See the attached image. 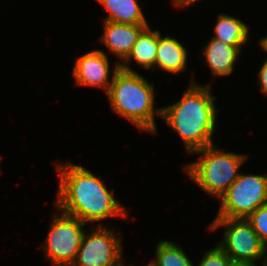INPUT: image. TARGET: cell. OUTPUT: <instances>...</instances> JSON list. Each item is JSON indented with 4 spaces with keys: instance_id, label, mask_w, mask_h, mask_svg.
I'll use <instances>...</instances> for the list:
<instances>
[{
    "instance_id": "ba28073f",
    "label": "cell",
    "mask_w": 267,
    "mask_h": 266,
    "mask_svg": "<svg viewBox=\"0 0 267 266\" xmlns=\"http://www.w3.org/2000/svg\"><path fill=\"white\" fill-rule=\"evenodd\" d=\"M98 225L90 234L85 231L71 266H123L122 239L117 238L114 229Z\"/></svg>"
},
{
    "instance_id": "7c38bea8",
    "label": "cell",
    "mask_w": 267,
    "mask_h": 266,
    "mask_svg": "<svg viewBox=\"0 0 267 266\" xmlns=\"http://www.w3.org/2000/svg\"><path fill=\"white\" fill-rule=\"evenodd\" d=\"M187 49L177 39L164 36L158 30V47L155 59V68L165 72L179 74L186 70Z\"/></svg>"
},
{
    "instance_id": "277c9868",
    "label": "cell",
    "mask_w": 267,
    "mask_h": 266,
    "mask_svg": "<svg viewBox=\"0 0 267 266\" xmlns=\"http://www.w3.org/2000/svg\"><path fill=\"white\" fill-rule=\"evenodd\" d=\"M216 147L212 144L194 151L201 156L198 161L185 165L184 172L203 191L220 198L239 177L238 170L248 156L224 152Z\"/></svg>"
},
{
    "instance_id": "2e32d148",
    "label": "cell",
    "mask_w": 267,
    "mask_h": 266,
    "mask_svg": "<svg viewBox=\"0 0 267 266\" xmlns=\"http://www.w3.org/2000/svg\"><path fill=\"white\" fill-rule=\"evenodd\" d=\"M156 260L147 266H194L184 250L176 243L161 240L156 247Z\"/></svg>"
},
{
    "instance_id": "9c48e42d",
    "label": "cell",
    "mask_w": 267,
    "mask_h": 266,
    "mask_svg": "<svg viewBox=\"0 0 267 266\" xmlns=\"http://www.w3.org/2000/svg\"><path fill=\"white\" fill-rule=\"evenodd\" d=\"M121 62H116L111 76L108 56L103 50L95 49L76 58L72 71L76 84L104 88L109 92L115 72L120 68ZM110 80V81H109Z\"/></svg>"
},
{
    "instance_id": "7402d4cb",
    "label": "cell",
    "mask_w": 267,
    "mask_h": 266,
    "mask_svg": "<svg viewBox=\"0 0 267 266\" xmlns=\"http://www.w3.org/2000/svg\"><path fill=\"white\" fill-rule=\"evenodd\" d=\"M259 41H260L259 43L261 47L263 48V50L267 52V36L261 38Z\"/></svg>"
},
{
    "instance_id": "3957f363",
    "label": "cell",
    "mask_w": 267,
    "mask_h": 266,
    "mask_svg": "<svg viewBox=\"0 0 267 266\" xmlns=\"http://www.w3.org/2000/svg\"><path fill=\"white\" fill-rule=\"evenodd\" d=\"M154 85L139 75L119 68L110 85L109 98L112 111L131 121L140 130L157 133L154 115L162 109L154 108Z\"/></svg>"
},
{
    "instance_id": "603a6c76",
    "label": "cell",
    "mask_w": 267,
    "mask_h": 266,
    "mask_svg": "<svg viewBox=\"0 0 267 266\" xmlns=\"http://www.w3.org/2000/svg\"><path fill=\"white\" fill-rule=\"evenodd\" d=\"M264 261L261 263L262 266H267V253L263 256Z\"/></svg>"
},
{
    "instance_id": "d6986e66",
    "label": "cell",
    "mask_w": 267,
    "mask_h": 266,
    "mask_svg": "<svg viewBox=\"0 0 267 266\" xmlns=\"http://www.w3.org/2000/svg\"><path fill=\"white\" fill-rule=\"evenodd\" d=\"M258 76L260 91L267 96V59L262 64L261 69L258 72Z\"/></svg>"
},
{
    "instance_id": "4fadbf2b",
    "label": "cell",
    "mask_w": 267,
    "mask_h": 266,
    "mask_svg": "<svg viewBox=\"0 0 267 266\" xmlns=\"http://www.w3.org/2000/svg\"><path fill=\"white\" fill-rule=\"evenodd\" d=\"M158 47V30L152 31L150 26H147L138 36L131 53L120 63V68L126 71L134 72L129 67V62L133 59L137 64L145 69H155V59Z\"/></svg>"
},
{
    "instance_id": "5bb4252c",
    "label": "cell",
    "mask_w": 267,
    "mask_h": 266,
    "mask_svg": "<svg viewBox=\"0 0 267 266\" xmlns=\"http://www.w3.org/2000/svg\"><path fill=\"white\" fill-rule=\"evenodd\" d=\"M213 31L212 38L234 47L245 46L249 37L248 26L242 20L223 13L218 15Z\"/></svg>"
},
{
    "instance_id": "7a4b0ae2",
    "label": "cell",
    "mask_w": 267,
    "mask_h": 266,
    "mask_svg": "<svg viewBox=\"0 0 267 266\" xmlns=\"http://www.w3.org/2000/svg\"><path fill=\"white\" fill-rule=\"evenodd\" d=\"M181 100L162 107L161 118L178 133L188 153L212 145L217 113L210 84L199 85L193 79Z\"/></svg>"
},
{
    "instance_id": "9a60e30c",
    "label": "cell",
    "mask_w": 267,
    "mask_h": 266,
    "mask_svg": "<svg viewBox=\"0 0 267 266\" xmlns=\"http://www.w3.org/2000/svg\"><path fill=\"white\" fill-rule=\"evenodd\" d=\"M109 12L103 21L120 24H148L137 0H97Z\"/></svg>"
},
{
    "instance_id": "e0dca14e",
    "label": "cell",
    "mask_w": 267,
    "mask_h": 266,
    "mask_svg": "<svg viewBox=\"0 0 267 266\" xmlns=\"http://www.w3.org/2000/svg\"><path fill=\"white\" fill-rule=\"evenodd\" d=\"M246 219L267 248V204L257 208Z\"/></svg>"
},
{
    "instance_id": "52a82bcc",
    "label": "cell",
    "mask_w": 267,
    "mask_h": 266,
    "mask_svg": "<svg viewBox=\"0 0 267 266\" xmlns=\"http://www.w3.org/2000/svg\"><path fill=\"white\" fill-rule=\"evenodd\" d=\"M78 218L63 212L53 216L48 236L42 245L46 258L53 266H71L85 233Z\"/></svg>"
},
{
    "instance_id": "44dd1931",
    "label": "cell",
    "mask_w": 267,
    "mask_h": 266,
    "mask_svg": "<svg viewBox=\"0 0 267 266\" xmlns=\"http://www.w3.org/2000/svg\"><path fill=\"white\" fill-rule=\"evenodd\" d=\"M229 266H257V265L252 262L231 261Z\"/></svg>"
},
{
    "instance_id": "5b68a950",
    "label": "cell",
    "mask_w": 267,
    "mask_h": 266,
    "mask_svg": "<svg viewBox=\"0 0 267 266\" xmlns=\"http://www.w3.org/2000/svg\"><path fill=\"white\" fill-rule=\"evenodd\" d=\"M220 199L216 218H247L267 204V176L240 173Z\"/></svg>"
},
{
    "instance_id": "ffe728a7",
    "label": "cell",
    "mask_w": 267,
    "mask_h": 266,
    "mask_svg": "<svg viewBox=\"0 0 267 266\" xmlns=\"http://www.w3.org/2000/svg\"><path fill=\"white\" fill-rule=\"evenodd\" d=\"M173 1L176 6L181 8V7L189 6L190 4H193L199 0H173Z\"/></svg>"
},
{
    "instance_id": "ac0fdd59",
    "label": "cell",
    "mask_w": 267,
    "mask_h": 266,
    "mask_svg": "<svg viewBox=\"0 0 267 266\" xmlns=\"http://www.w3.org/2000/svg\"><path fill=\"white\" fill-rule=\"evenodd\" d=\"M231 261L229 256L217 245L205 252L198 266H229Z\"/></svg>"
},
{
    "instance_id": "30bf717a",
    "label": "cell",
    "mask_w": 267,
    "mask_h": 266,
    "mask_svg": "<svg viewBox=\"0 0 267 266\" xmlns=\"http://www.w3.org/2000/svg\"><path fill=\"white\" fill-rule=\"evenodd\" d=\"M104 32L100 40L109 49L124 61L131 53L140 33L149 24H120L103 21Z\"/></svg>"
},
{
    "instance_id": "8fae6325",
    "label": "cell",
    "mask_w": 267,
    "mask_h": 266,
    "mask_svg": "<svg viewBox=\"0 0 267 266\" xmlns=\"http://www.w3.org/2000/svg\"><path fill=\"white\" fill-rule=\"evenodd\" d=\"M242 47H234L212 38L204 48V57L214 76H227L233 73L236 60Z\"/></svg>"
},
{
    "instance_id": "6da1fadb",
    "label": "cell",
    "mask_w": 267,
    "mask_h": 266,
    "mask_svg": "<svg viewBox=\"0 0 267 266\" xmlns=\"http://www.w3.org/2000/svg\"><path fill=\"white\" fill-rule=\"evenodd\" d=\"M60 177L55 207L59 212L78 218L83 223L108 217H127L125 207L114 198L101 178L85 167L66 162L57 164Z\"/></svg>"
},
{
    "instance_id": "8992f818",
    "label": "cell",
    "mask_w": 267,
    "mask_h": 266,
    "mask_svg": "<svg viewBox=\"0 0 267 266\" xmlns=\"http://www.w3.org/2000/svg\"><path fill=\"white\" fill-rule=\"evenodd\" d=\"M226 227L223 240L217 245L232 261L252 262L261 260L267 248L246 218H215L210 230Z\"/></svg>"
}]
</instances>
